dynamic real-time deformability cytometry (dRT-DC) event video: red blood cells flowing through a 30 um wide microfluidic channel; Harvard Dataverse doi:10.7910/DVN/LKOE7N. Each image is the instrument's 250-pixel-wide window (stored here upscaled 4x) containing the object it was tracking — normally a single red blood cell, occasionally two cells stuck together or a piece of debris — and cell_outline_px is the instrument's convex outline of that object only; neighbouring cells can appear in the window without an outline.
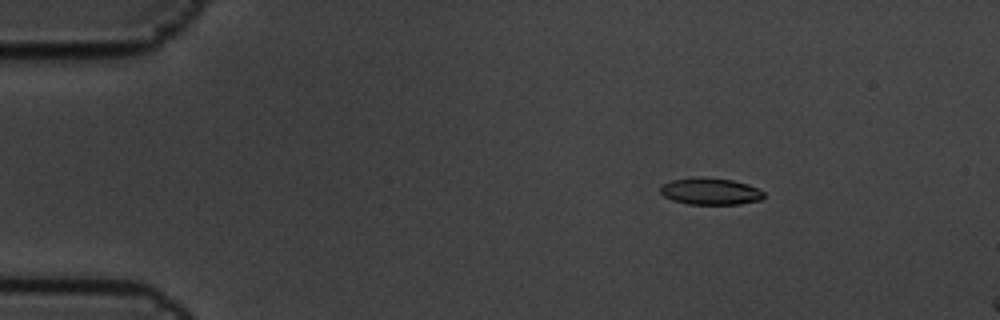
{"species": "common noctule bat (a hibernating species)", "species_latin": "Nyctalus noctula", "temperature_condition": "cold", "stored_images_in_passage": 5, "camera_frame_rate_fps": 3000, "um_per_image_px": 0.085, "animal": {"sex": "male", "body_mass_g": 19.5, "forearm_length_mm": 54.6}, "frame": {"image": 1, "passage_image": 3, "time_ms": 0.667, "image_size_px": [1000, 320], "cell_outline_px": [[764, 196], [760, 200], [740, 204], [688, 204], [672, 200], [664, 196], [660, 192], [660, 184], [672, 180], [732, 180], [748, 184], [764, 192]], "centroid_in_image_um": [60.39, 16.32], "position_along_channel_um": 24.6, "area_um2": 15.37}}